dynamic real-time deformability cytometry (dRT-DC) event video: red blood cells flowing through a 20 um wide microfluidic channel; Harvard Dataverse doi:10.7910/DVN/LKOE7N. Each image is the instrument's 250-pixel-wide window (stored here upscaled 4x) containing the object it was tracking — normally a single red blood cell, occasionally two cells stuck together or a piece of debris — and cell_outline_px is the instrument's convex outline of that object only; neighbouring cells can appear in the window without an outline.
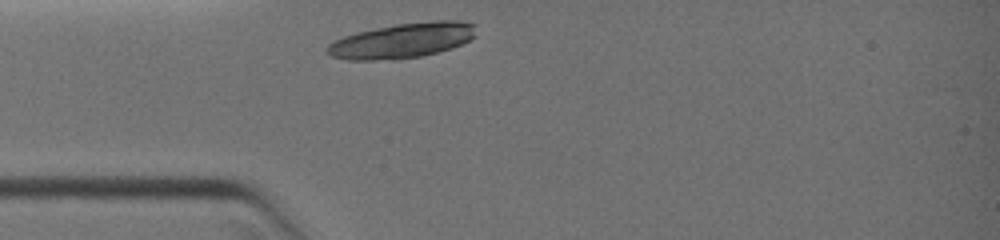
{"species": "common noctule bat (a hibernating species)", "species_latin": "Nyctalus noctula", "temperature_condition": "warm", "stored_images_in_passage": 36, "camera_frame_rate_fps": 3000, "um_per_image_px": 0.085, "animal": {"sex": "female", "body_mass_g": 19.0, "forearm_length_mm": 51.5}, "frame": {"image": 1, "passage_image": 1, "time_ms": 0.0, "image_size_px": [1000, 240], "cell_outline_px": [[476, 36], [452, 48], [420, 56], [396, 60], [344, 60], [328, 56], [324, 52], [324, 48], [328, 44], [344, 36], [356, 32], [396, 24], [432, 20], [460, 20], [476, 24]], "centroid_in_image_um": [34.16, 3.45], "position_along_channel_um": 50.8, "area_um2": 30.87}}
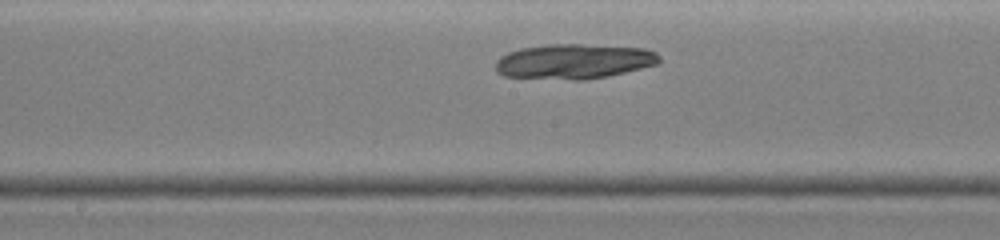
{"frame": {"image": 2, "passage_image": 16, "time_ms": 3.333, "image_size_px": [1000, 240], "cell_outline_px": [[660, 64], [608, 76], [584, 80], [572, 80], [504, 76], [496, 72], [496, 60], [500, 56], [508, 52], [520, 48], [548, 44], [580, 44], [644, 48], [656, 52], [660, 56]], "centroid_in_image_um": [48.79, 5.22], "position_along_channel_um": 199.4, "area_um2": 33.58}}
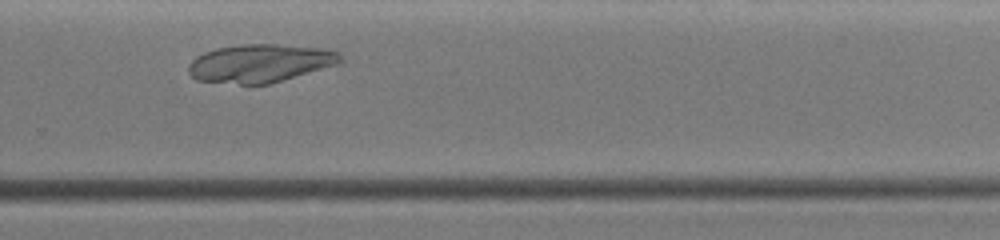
{"frame": {"image": 3, "passage_image": 26, "time_ms": 5.667, "image_size_px": [1000, 240], "cell_outline_px": [[344, 60], [340, 64], [268, 84], [240, 84], [196, 80], [188, 72], [188, 64], [196, 56], [204, 52], [216, 48], [240, 44], [276, 44], [324, 48], [336, 52]], "centroid_in_image_um": [22.1, 5.37], "position_along_channel_um": 307.7, "area_um2": 33.87}}